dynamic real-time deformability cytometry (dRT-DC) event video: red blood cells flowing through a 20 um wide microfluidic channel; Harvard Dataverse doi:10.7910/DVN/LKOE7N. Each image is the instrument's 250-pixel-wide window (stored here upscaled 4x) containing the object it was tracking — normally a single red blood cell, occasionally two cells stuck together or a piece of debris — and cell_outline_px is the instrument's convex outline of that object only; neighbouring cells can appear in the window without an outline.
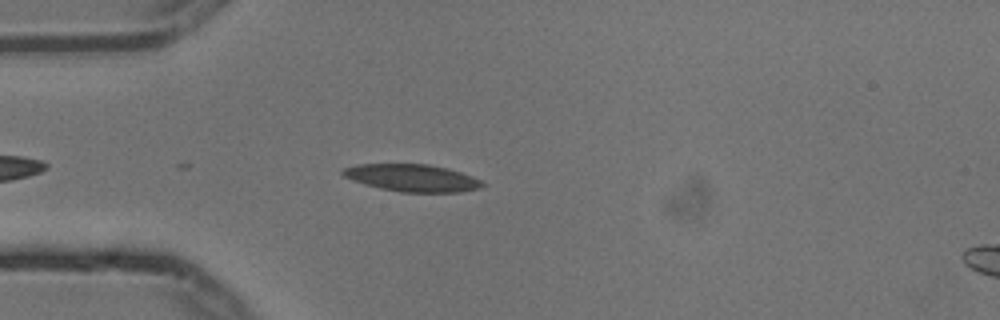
{"species": "common noctule bat (a hibernating species)", "species_latin": "Nyctalus noctula", "temperature_condition": "cold", "stored_images_in_passage": 1, "camera_frame_rate_fps": 3000, "um_per_image_px": 0.085, "animal": {"sex": "male", "body_mass_g": 13.3}, "frame": {"image": 1, "passage_image": 1, "time_ms": 0.0, "image_size_px": [1000, 320], "cell_outline_px": [[484, 184], [480, 188], [460, 192], [400, 192], [380, 188], [364, 184], [352, 180], [344, 176], [340, 172], [344, 168], [356, 164], [428, 164], [448, 168], [472, 176], [480, 180]], "centroid_in_image_um": [35.01, 15.12], "position_along_channel_um": 50.0, "area_um2": 22.14}}